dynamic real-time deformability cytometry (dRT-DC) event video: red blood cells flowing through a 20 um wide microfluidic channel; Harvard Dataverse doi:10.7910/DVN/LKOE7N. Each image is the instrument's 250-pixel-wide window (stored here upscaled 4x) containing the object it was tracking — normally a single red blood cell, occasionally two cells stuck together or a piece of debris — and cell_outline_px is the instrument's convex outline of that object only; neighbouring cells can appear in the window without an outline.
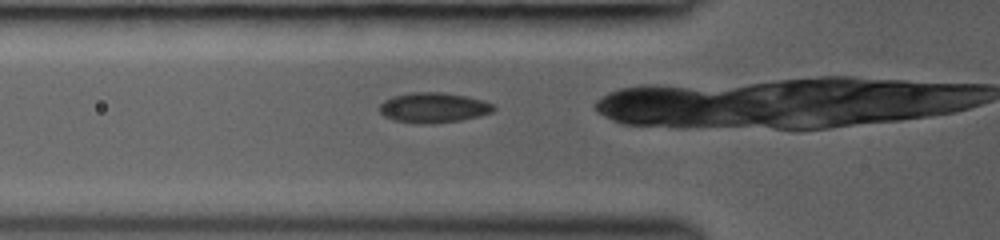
{"species": "common noctule bat (a hibernating species)", "species_latin": "Nyctalus noctula", "temperature_condition": "room temperature", "stored_images_in_passage": 30, "camera_frame_rate_fps": 3000, "um_per_image_px": 0.085, "animal": {"sex": "female", "body_mass_g": 19.0, "forearm_length_mm": 53.3}, "frame": {"image": 1, "passage_image": 7, "time_ms": 2.0, "image_size_px": [1000, 240], "cell_outline_px": [[496, 108], [492, 112], [480, 116], [460, 120], [432, 124], [420, 124], [392, 120], [384, 116], [380, 112], [380, 104], [384, 100], [392, 96], [412, 92], [444, 92], [484, 100], [492, 104]], "centroid_in_image_um": [36.83, 9.15], "position_along_channel_um": 89.0, "area_um2": 20.17}}
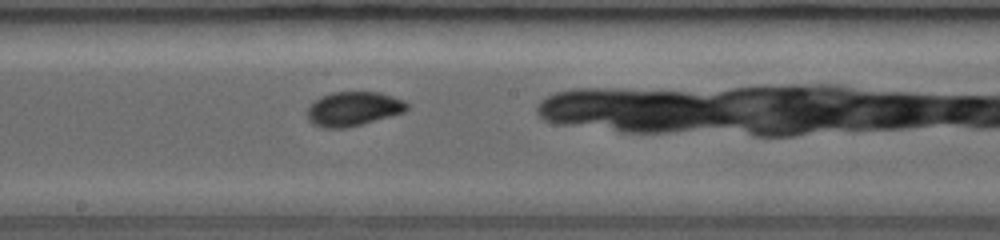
{"frame": {"image": 2, "passage_image": 16, "time_ms": 5.0, "image_size_px": [1000, 240], "cell_outline_px": [[408, 108], [404, 112], [360, 124], [344, 128], [324, 128], [312, 124], [308, 120], [308, 104], [320, 96], [332, 92], [380, 92], [404, 100], [408, 104]], "centroid_in_image_um": [29.99, 9.24], "position_along_channel_um": 218.2, "area_um2": 19.88}}
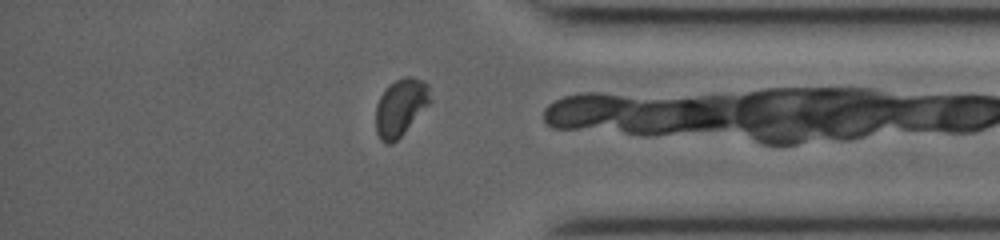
{"frame": {"image": 3, "passage_image": 29, "time_ms": 9.333, "image_size_px": [1000, 240], "cell_outline_px": [[432, 100], [404, 132], [392, 144], [384, 144], [380, 140], [376, 132], [376, 104], [380, 96], [388, 84], [404, 76], [408, 76], [424, 80], [428, 84]], "centroid_in_image_um": [34.04, 9.1], "position_along_channel_um": 401.2, "area_um2": 18.21}}